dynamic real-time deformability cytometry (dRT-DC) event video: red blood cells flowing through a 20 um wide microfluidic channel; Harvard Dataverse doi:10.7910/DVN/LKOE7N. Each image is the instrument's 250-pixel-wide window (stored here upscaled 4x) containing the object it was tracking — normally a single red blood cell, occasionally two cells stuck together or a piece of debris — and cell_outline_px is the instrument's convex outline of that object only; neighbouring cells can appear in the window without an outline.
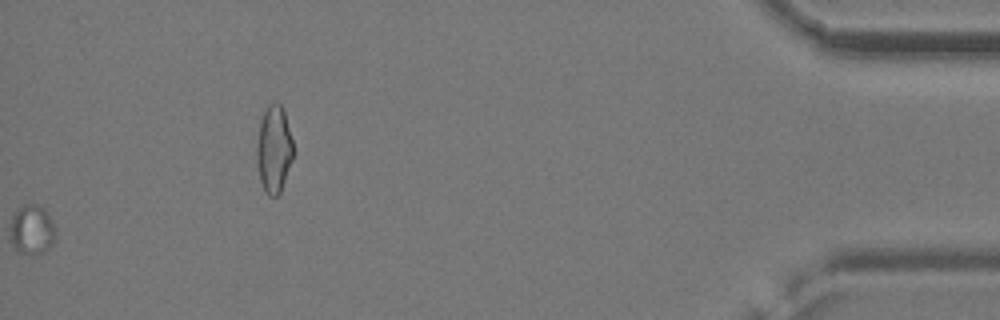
{"species": "common noctule bat (a hibernating species)", "species_latin": "Nyctalus noctula", "temperature_condition": "cold", "stored_images_in_passage": 45, "camera_frame_rate_fps": 3000, "um_per_image_px": 0.085, "animal": {"sex": "female", "body_mass_g": 24.6, "forearm_length_mm": 56.2}, "frame": {"image": 1, "passage_image": 45, "time_ms": 14.667, "image_size_px": [1000, 320], "cell_outline_px": [[292, 160], [280, 192], [276, 196], [268, 196], [260, 180], [256, 160], [256, 144], [260, 120], [268, 104], [280, 104], [284, 112], [292, 140]], "centroid_in_image_um": [23.25, 12.69], "position_along_channel_um": 411.9, "area_um2": 18.26}}